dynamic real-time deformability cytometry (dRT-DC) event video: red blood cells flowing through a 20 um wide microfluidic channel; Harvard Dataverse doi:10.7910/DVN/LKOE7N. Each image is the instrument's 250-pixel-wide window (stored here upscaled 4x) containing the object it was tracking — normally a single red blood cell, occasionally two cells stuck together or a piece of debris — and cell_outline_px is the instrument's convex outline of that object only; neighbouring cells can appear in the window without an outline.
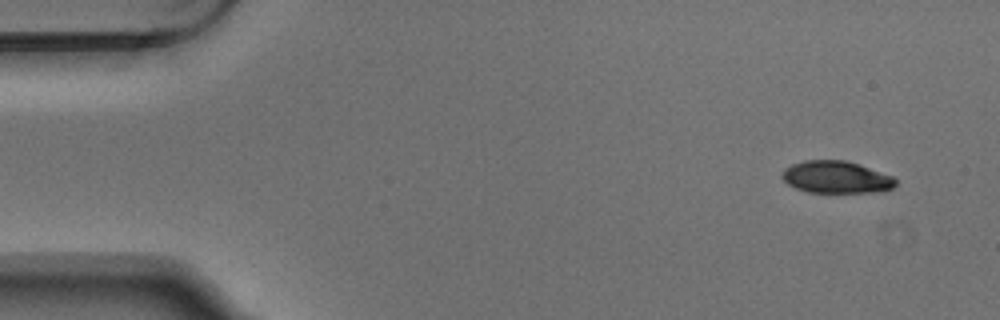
{"species": "Egyptian fruit bat (a non-hibernating species)", "species_latin": "Rousettus aegyptiacus", "temperature_condition": "warm", "stored_images_in_passage": 4, "camera_frame_rate_fps": 3000, "um_per_image_px": 0.085, "animal": {"sex": "male"}, "frame": {"image": 1, "passage_image": 1, "time_ms": 0.0, "image_size_px": [1000, 320], "cell_outline_px": [[896, 184], [892, 188], [880, 192], [808, 192], [796, 188], [788, 184], [780, 176], [784, 168], [792, 164], [804, 160], [844, 160], [892, 176], [896, 180]], "centroid_in_image_um": [71.04, 15.06], "position_along_channel_um": 14.0, "area_um2": 21.1}}
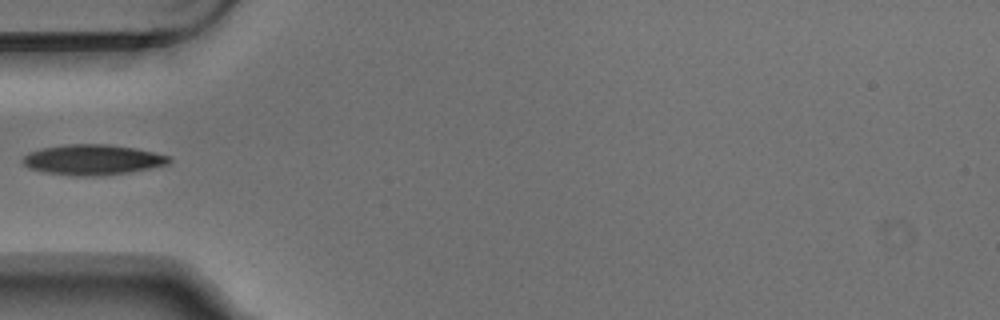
{"frame": {"image": 2, "passage_image": 4, "time_ms": 1.0, "image_size_px": [1000, 320], "cell_outline_px": [[172, 160], [168, 164], [128, 172], [100, 176], [76, 176], [48, 172], [28, 168], [20, 160], [28, 152], [40, 148], [68, 144], [108, 144], [136, 148], [168, 156]], "centroid_in_image_um": [7.83, 13.57], "position_along_channel_um": 77.2, "area_um2": 25.78}}